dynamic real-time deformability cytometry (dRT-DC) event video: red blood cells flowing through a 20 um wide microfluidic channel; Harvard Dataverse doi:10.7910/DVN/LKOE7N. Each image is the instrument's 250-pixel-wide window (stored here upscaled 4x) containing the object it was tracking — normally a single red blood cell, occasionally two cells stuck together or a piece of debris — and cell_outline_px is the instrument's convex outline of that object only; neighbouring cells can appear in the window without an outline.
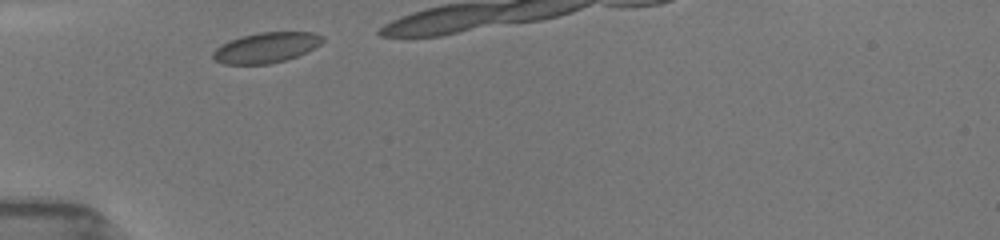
{"species": "common noctule bat (a hibernating species)", "species_latin": "Nyctalus noctula", "temperature_condition": "room temperature", "stored_images_in_passage": 3, "camera_frame_rate_fps": 3000, "um_per_image_px": 0.085, "animal": {"sex": "female", "body_mass_g": 19.5, "forearm_length_mm": 54.1}, "frame": {"image": 1, "passage_image": 1, "time_ms": 0.0, "image_size_px": [1000, 240], "cell_outline_px": [[324, 40], [320, 44], [296, 56], [284, 60], [268, 64], [224, 64], [216, 60], [212, 56], [212, 52], [220, 44], [240, 36], [260, 32], [312, 32], [324, 36]], "centroid_in_image_um": [22.59, 4.03], "position_along_channel_um": 62.4, "area_um2": 19.25}}